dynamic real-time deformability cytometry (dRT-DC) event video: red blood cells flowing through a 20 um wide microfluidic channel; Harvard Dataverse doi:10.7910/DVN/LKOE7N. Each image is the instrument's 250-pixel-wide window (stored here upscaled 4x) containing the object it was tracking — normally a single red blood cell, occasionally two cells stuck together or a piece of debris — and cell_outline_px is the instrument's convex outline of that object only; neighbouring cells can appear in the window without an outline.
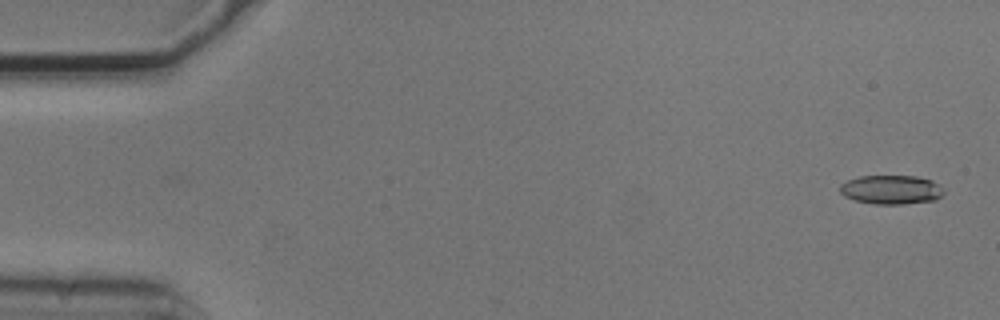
{"species": "common noctule bat (a hibernating species)", "species_latin": "Nyctalus noctula", "temperature_condition": "cold", "stored_images_in_passage": 5, "camera_frame_rate_fps": 3000, "um_per_image_px": 0.085, "animal": {"sex": "male", "body_mass_g": 20.5, "forearm_length_mm": 52.5}, "frame": {"image": 1, "passage_image": 1, "time_ms": 0.0, "image_size_px": [1000, 320], "cell_outline_px": [[944, 192], [936, 200], [904, 204], [872, 204], [856, 200], [844, 196], [840, 192], [840, 184], [848, 180], [860, 176], [916, 176], [932, 180], [944, 188]], "centroid_in_image_um": [75.77, 16.12], "position_along_channel_um": 9.2, "area_um2": 17.63}}